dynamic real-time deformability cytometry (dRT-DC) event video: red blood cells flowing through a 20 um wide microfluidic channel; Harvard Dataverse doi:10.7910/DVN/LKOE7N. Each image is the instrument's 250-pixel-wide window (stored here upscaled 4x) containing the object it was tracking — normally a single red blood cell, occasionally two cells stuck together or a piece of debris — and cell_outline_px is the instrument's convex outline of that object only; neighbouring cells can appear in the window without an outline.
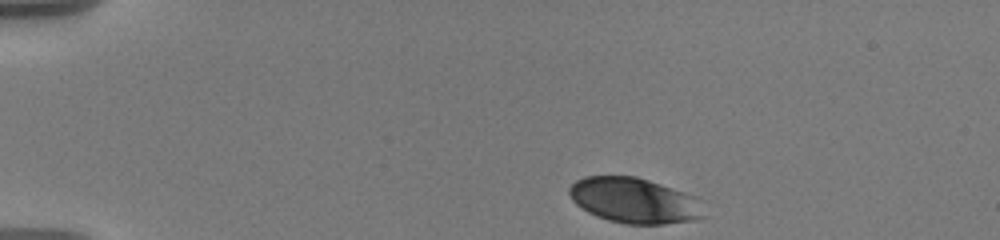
{"species": "human", "species_latin": "Homo sapiens", "temperature_condition": "warm", "stored_images_in_passage": 47, "camera_frame_rate_fps": 3000, "um_per_image_px": 0.085, "donor": {"sex": "male"}, "frame": {"image": 1, "passage_image": 1, "time_ms": 0.0, "image_size_px": [1000, 240], "cell_outline_px": [[708, 216], [696, 220], [664, 224], [628, 224], [608, 220], [596, 216], [588, 212], [576, 204], [572, 200], [568, 192], [568, 188], [576, 180], [584, 176], [636, 176], [696, 196], [704, 200]], "centroid_in_image_um": [54.0, 17.05], "position_along_channel_um": 31.0, "area_um2": 36.24}}
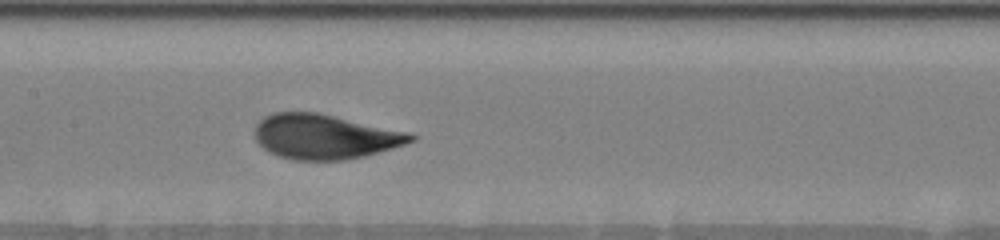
{"frame": {"image": 2, "passage_image": 20, "time_ms": 6.333, "image_size_px": [1000, 240], "cell_outline_px": [[416, 140], [392, 148], [364, 156], [344, 160], [292, 160], [268, 152], [256, 140], [256, 124], [264, 116], [272, 112], [316, 112], [408, 132], [416, 136]], "centroid_in_image_um": [27.58, 11.62], "position_along_channel_um": 179.8, "area_um2": 40.4}}
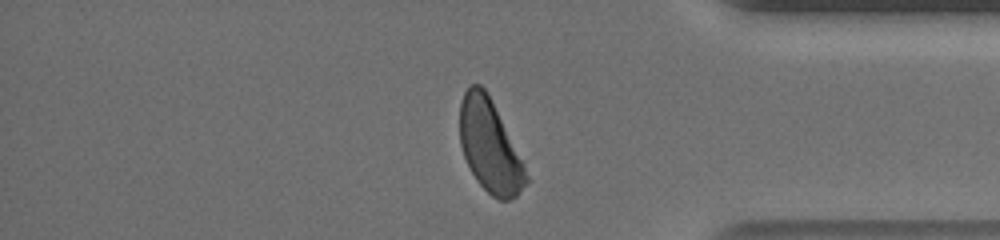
{"frame": {"image": 3, "passage_image": 39, "time_ms": 12.667, "image_size_px": [1000, 240], "cell_outline_px": [[528, 180], [516, 196], [508, 200], [500, 200], [492, 196], [476, 180], [464, 156], [460, 144], [460, 104], [464, 92], [472, 84], [480, 84], [488, 92], [524, 164], [528, 176]], "centroid_in_image_um": [41.62, 12.41], "position_along_channel_um": 393.6, "area_um2": 35.32}, "authors_computed_cell_mechanics": {"area_um2": 40.46, "velocity_mm_per_s": 3.5681, "shape_relaxation_time_tau1_ms": 2.8457, "shape_relaxation_time_tau2_ms": null, "deformation_change_tau1": 0.1397, "deformation_change_tau2": null}}